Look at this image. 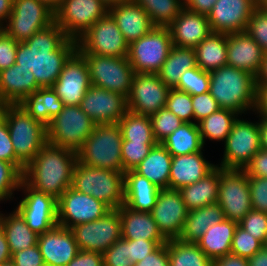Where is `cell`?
Wrapping results in <instances>:
<instances>
[{
	"instance_id": "6da1fadb",
	"label": "cell",
	"mask_w": 267,
	"mask_h": 266,
	"mask_svg": "<svg viewBox=\"0 0 267 266\" xmlns=\"http://www.w3.org/2000/svg\"><path fill=\"white\" fill-rule=\"evenodd\" d=\"M76 50L77 40L69 38L53 22L28 40L18 43L15 63L31 70L40 88L52 87L65 62Z\"/></svg>"
},
{
	"instance_id": "7a4b0ae2",
	"label": "cell",
	"mask_w": 267,
	"mask_h": 266,
	"mask_svg": "<svg viewBox=\"0 0 267 266\" xmlns=\"http://www.w3.org/2000/svg\"><path fill=\"white\" fill-rule=\"evenodd\" d=\"M77 153L47 143L25 167L23 180L34 189L58 199L72 186Z\"/></svg>"
},
{
	"instance_id": "3957f363",
	"label": "cell",
	"mask_w": 267,
	"mask_h": 266,
	"mask_svg": "<svg viewBox=\"0 0 267 266\" xmlns=\"http://www.w3.org/2000/svg\"><path fill=\"white\" fill-rule=\"evenodd\" d=\"M209 92L218 106L237 114L255 112L256 77L250 72L226 65L209 72ZM246 112V113H245Z\"/></svg>"
},
{
	"instance_id": "277c9868",
	"label": "cell",
	"mask_w": 267,
	"mask_h": 266,
	"mask_svg": "<svg viewBox=\"0 0 267 266\" xmlns=\"http://www.w3.org/2000/svg\"><path fill=\"white\" fill-rule=\"evenodd\" d=\"M122 142L118 123L97 124L77 152V160L87 166L124 173L121 157Z\"/></svg>"
},
{
	"instance_id": "5b68a950",
	"label": "cell",
	"mask_w": 267,
	"mask_h": 266,
	"mask_svg": "<svg viewBox=\"0 0 267 266\" xmlns=\"http://www.w3.org/2000/svg\"><path fill=\"white\" fill-rule=\"evenodd\" d=\"M71 187L103 201L111 209L124 204V173L121 172L87 166L77 160Z\"/></svg>"
},
{
	"instance_id": "8992f818",
	"label": "cell",
	"mask_w": 267,
	"mask_h": 266,
	"mask_svg": "<svg viewBox=\"0 0 267 266\" xmlns=\"http://www.w3.org/2000/svg\"><path fill=\"white\" fill-rule=\"evenodd\" d=\"M4 117L16 158L26 167L47 144V128L19 105H9Z\"/></svg>"
},
{
	"instance_id": "52a82bcc",
	"label": "cell",
	"mask_w": 267,
	"mask_h": 266,
	"mask_svg": "<svg viewBox=\"0 0 267 266\" xmlns=\"http://www.w3.org/2000/svg\"><path fill=\"white\" fill-rule=\"evenodd\" d=\"M95 126V122L79 105H64L46 127L47 143L77 153Z\"/></svg>"
},
{
	"instance_id": "ba28073f",
	"label": "cell",
	"mask_w": 267,
	"mask_h": 266,
	"mask_svg": "<svg viewBox=\"0 0 267 266\" xmlns=\"http://www.w3.org/2000/svg\"><path fill=\"white\" fill-rule=\"evenodd\" d=\"M173 46L168 27L155 26L128 46L127 59L137 74H157Z\"/></svg>"
},
{
	"instance_id": "9c48e42d",
	"label": "cell",
	"mask_w": 267,
	"mask_h": 266,
	"mask_svg": "<svg viewBox=\"0 0 267 266\" xmlns=\"http://www.w3.org/2000/svg\"><path fill=\"white\" fill-rule=\"evenodd\" d=\"M82 55L88 64L91 85L128 97L135 72L127 57Z\"/></svg>"
},
{
	"instance_id": "30bf717a",
	"label": "cell",
	"mask_w": 267,
	"mask_h": 266,
	"mask_svg": "<svg viewBox=\"0 0 267 266\" xmlns=\"http://www.w3.org/2000/svg\"><path fill=\"white\" fill-rule=\"evenodd\" d=\"M129 44L115 20L107 13L77 39L81 54L127 57Z\"/></svg>"
},
{
	"instance_id": "8fae6325",
	"label": "cell",
	"mask_w": 267,
	"mask_h": 266,
	"mask_svg": "<svg viewBox=\"0 0 267 266\" xmlns=\"http://www.w3.org/2000/svg\"><path fill=\"white\" fill-rule=\"evenodd\" d=\"M224 144L220 167L245 169L260 150L259 120L253 123L250 120L237 118Z\"/></svg>"
},
{
	"instance_id": "7c38bea8",
	"label": "cell",
	"mask_w": 267,
	"mask_h": 266,
	"mask_svg": "<svg viewBox=\"0 0 267 266\" xmlns=\"http://www.w3.org/2000/svg\"><path fill=\"white\" fill-rule=\"evenodd\" d=\"M54 22V12L39 0H13L12 12L1 29L18 42Z\"/></svg>"
},
{
	"instance_id": "4fadbf2b",
	"label": "cell",
	"mask_w": 267,
	"mask_h": 266,
	"mask_svg": "<svg viewBox=\"0 0 267 266\" xmlns=\"http://www.w3.org/2000/svg\"><path fill=\"white\" fill-rule=\"evenodd\" d=\"M217 203L224 216L239 223L252 210L248 175L244 169L220 167V184Z\"/></svg>"
},
{
	"instance_id": "5bb4252c",
	"label": "cell",
	"mask_w": 267,
	"mask_h": 266,
	"mask_svg": "<svg viewBox=\"0 0 267 266\" xmlns=\"http://www.w3.org/2000/svg\"><path fill=\"white\" fill-rule=\"evenodd\" d=\"M79 250L103 253L122 239V223L118 209H111L103 217L70 228Z\"/></svg>"
},
{
	"instance_id": "9a60e30c",
	"label": "cell",
	"mask_w": 267,
	"mask_h": 266,
	"mask_svg": "<svg viewBox=\"0 0 267 266\" xmlns=\"http://www.w3.org/2000/svg\"><path fill=\"white\" fill-rule=\"evenodd\" d=\"M108 13L101 0H64L54 13V22L72 39L77 40Z\"/></svg>"
},
{
	"instance_id": "2e32d148",
	"label": "cell",
	"mask_w": 267,
	"mask_h": 266,
	"mask_svg": "<svg viewBox=\"0 0 267 266\" xmlns=\"http://www.w3.org/2000/svg\"><path fill=\"white\" fill-rule=\"evenodd\" d=\"M19 189H22L25 195L19 205L17 204L16 210L33 232L41 235L58 225L57 199L55 197L34 189L23 179Z\"/></svg>"
},
{
	"instance_id": "e0dca14e",
	"label": "cell",
	"mask_w": 267,
	"mask_h": 266,
	"mask_svg": "<svg viewBox=\"0 0 267 266\" xmlns=\"http://www.w3.org/2000/svg\"><path fill=\"white\" fill-rule=\"evenodd\" d=\"M110 210L111 208L103 201L78 192L72 187L57 199L58 225L68 229L100 219Z\"/></svg>"
},
{
	"instance_id": "ac0fdd59",
	"label": "cell",
	"mask_w": 267,
	"mask_h": 266,
	"mask_svg": "<svg viewBox=\"0 0 267 266\" xmlns=\"http://www.w3.org/2000/svg\"><path fill=\"white\" fill-rule=\"evenodd\" d=\"M170 89L157 74L135 73L127 97L128 110L151 116L165 107Z\"/></svg>"
},
{
	"instance_id": "d6986e66",
	"label": "cell",
	"mask_w": 267,
	"mask_h": 266,
	"mask_svg": "<svg viewBox=\"0 0 267 266\" xmlns=\"http://www.w3.org/2000/svg\"><path fill=\"white\" fill-rule=\"evenodd\" d=\"M89 68L84 56L76 50L65 62L60 76L52 89L64 105H80L90 88Z\"/></svg>"
},
{
	"instance_id": "ffe728a7",
	"label": "cell",
	"mask_w": 267,
	"mask_h": 266,
	"mask_svg": "<svg viewBox=\"0 0 267 266\" xmlns=\"http://www.w3.org/2000/svg\"><path fill=\"white\" fill-rule=\"evenodd\" d=\"M151 214L166 240L179 239L188 216V210L179 190L160 189Z\"/></svg>"
},
{
	"instance_id": "44dd1931",
	"label": "cell",
	"mask_w": 267,
	"mask_h": 266,
	"mask_svg": "<svg viewBox=\"0 0 267 266\" xmlns=\"http://www.w3.org/2000/svg\"><path fill=\"white\" fill-rule=\"evenodd\" d=\"M79 106L96 125L118 123L128 111L125 96L93 85Z\"/></svg>"
},
{
	"instance_id": "7402d4cb",
	"label": "cell",
	"mask_w": 267,
	"mask_h": 266,
	"mask_svg": "<svg viewBox=\"0 0 267 266\" xmlns=\"http://www.w3.org/2000/svg\"><path fill=\"white\" fill-rule=\"evenodd\" d=\"M256 0H217L207 18L212 32L236 33L246 30Z\"/></svg>"
},
{
	"instance_id": "603a6c76",
	"label": "cell",
	"mask_w": 267,
	"mask_h": 266,
	"mask_svg": "<svg viewBox=\"0 0 267 266\" xmlns=\"http://www.w3.org/2000/svg\"><path fill=\"white\" fill-rule=\"evenodd\" d=\"M37 244L45 266H66L79 252L72 231L59 225L38 235Z\"/></svg>"
},
{
	"instance_id": "cb8c5ba5",
	"label": "cell",
	"mask_w": 267,
	"mask_h": 266,
	"mask_svg": "<svg viewBox=\"0 0 267 266\" xmlns=\"http://www.w3.org/2000/svg\"><path fill=\"white\" fill-rule=\"evenodd\" d=\"M265 53L246 32L227 34V65L250 72H260Z\"/></svg>"
},
{
	"instance_id": "d4e9b609",
	"label": "cell",
	"mask_w": 267,
	"mask_h": 266,
	"mask_svg": "<svg viewBox=\"0 0 267 266\" xmlns=\"http://www.w3.org/2000/svg\"><path fill=\"white\" fill-rule=\"evenodd\" d=\"M167 27L173 46L179 47L195 48L212 33L207 15L189 11L186 7Z\"/></svg>"
},
{
	"instance_id": "484cf974",
	"label": "cell",
	"mask_w": 267,
	"mask_h": 266,
	"mask_svg": "<svg viewBox=\"0 0 267 266\" xmlns=\"http://www.w3.org/2000/svg\"><path fill=\"white\" fill-rule=\"evenodd\" d=\"M125 41L130 44L146 35L155 25L147 12L131 0H125L108 8Z\"/></svg>"
},
{
	"instance_id": "4316f807",
	"label": "cell",
	"mask_w": 267,
	"mask_h": 266,
	"mask_svg": "<svg viewBox=\"0 0 267 266\" xmlns=\"http://www.w3.org/2000/svg\"><path fill=\"white\" fill-rule=\"evenodd\" d=\"M216 166L205 159L202 151L173 156L169 189L179 190L186 185L193 184L209 174Z\"/></svg>"
},
{
	"instance_id": "83f0119b",
	"label": "cell",
	"mask_w": 267,
	"mask_h": 266,
	"mask_svg": "<svg viewBox=\"0 0 267 266\" xmlns=\"http://www.w3.org/2000/svg\"><path fill=\"white\" fill-rule=\"evenodd\" d=\"M160 188L134 170L124 172V205L144 212H151Z\"/></svg>"
},
{
	"instance_id": "f1b7e54d",
	"label": "cell",
	"mask_w": 267,
	"mask_h": 266,
	"mask_svg": "<svg viewBox=\"0 0 267 266\" xmlns=\"http://www.w3.org/2000/svg\"><path fill=\"white\" fill-rule=\"evenodd\" d=\"M39 88L31 70L17 63L0 72V93L10 105H18Z\"/></svg>"
},
{
	"instance_id": "f546056e",
	"label": "cell",
	"mask_w": 267,
	"mask_h": 266,
	"mask_svg": "<svg viewBox=\"0 0 267 266\" xmlns=\"http://www.w3.org/2000/svg\"><path fill=\"white\" fill-rule=\"evenodd\" d=\"M118 211L122 223V239L166 240L160 233L151 212L137 211L124 204Z\"/></svg>"
},
{
	"instance_id": "4dcf8cb0",
	"label": "cell",
	"mask_w": 267,
	"mask_h": 266,
	"mask_svg": "<svg viewBox=\"0 0 267 266\" xmlns=\"http://www.w3.org/2000/svg\"><path fill=\"white\" fill-rule=\"evenodd\" d=\"M220 184L219 164L201 180L179 189L188 211L217 203Z\"/></svg>"
},
{
	"instance_id": "1f68e13d",
	"label": "cell",
	"mask_w": 267,
	"mask_h": 266,
	"mask_svg": "<svg viewBox=\"0 0 267 266\" xmlns=\"http://www.w3.org/2000/svg\"><path fill=\"white\" fill-rule=\"evenodd\" d=\"M18 105L46 127L64 107L63 102L52 87L39 88L33 91Z\"/></svg>"
},
{
	"instance_id": "d6a6232c",
	"label": "cell",
	"mask_w": 267,
	"mask_h": 266,
	"mask_svg": "<svg viewBox=\"0 0 267 266\" xmlns=\"http://www.w3.org/2000/svg\"><path fill=\"white\" fill-rule=\"evenodd\" d=\"M238 223L223 219L208 230L196 242L198 247L212 261L231 252L232 239Z\"/></svg>"
},
{
	"instance_id": "836d02e7",
	"label": "cell",
	"mask_w": 267,
	"mask_h": 266,
	"mask_svg": "<svg viewBox=\"0 0 267 266\" xmlns=\"http://www.w3.org/2000/svg\"><path fill=\"white\" fill-rule=\"evenodd\" d=\"M172 157L161 143H157L133 170L160 189L169 188Z\"/></svg>"
},
{
	"instance_id": "e575fe53",
	"label": "cell",
	"mask_w": 267,
	"mask_h": 266,
	"mask_svg": "<svg viewBox=\"0 0 267 266\" xmlns=\"http://www.w3.org/2000/svg\"><path fill=\"white\" fill-rule=\"evenodd\" d=\"M225 219L222 207L218 203L188 211L179 239L183 242L196 243L209 227Z\"/></svg>"
},
{
	"instance_id": "d590c367",
	"label": "cell",
	"mask_w": 267,
	"mask_h": 266,
	"mask_svg": "<svg viewBox=\"0 0 267 266\" xmlns=\"http://www.w3.org/2000/svg\"><path fill=\"white\" fill-rule=\"evenodd\" d=\"M0 226L5 233L11 255L38 243V235L29 228L16 209L7 215L0 212Z\"/></svg>"
},
{
	"instance_id": "8d00e7d4",
	"label": "cell",
	"mask_w": 267,
	"mask_h": 266,
	"mask_svg": "<svg viewBox=\"0 0 267 266\" xmlns=\"http://www.w3.org/2000/svg\"><path fill=\"white\" fill-rule=\"evenodd\" d=\"M197 66L203 71H213L227 65V34L212 32L195 48Z\"/></svg>"
},
{
	"instance_id": "74e56055",
	"label": "cell",
	"mask_w": 267,
	"mask_h": 266,
	"mask_svg": "<svg viewBox=\"0 0 267 266\" xmlns=\"http://www.w3.org/2000/svg\"><path fill=\"white\" fill-rule=\"evenodd\" d=\"M196 66V53L193 47L172 46L157 75L168 87L174 88L183 72Z\"/></svg>"
},
{
	"instance_id": "f35d334b",
	"label": "cell",
	"mask_w": 267,
	"mask_h": 266,
	"mask_svg": "<svg viewBox=\"0 0 267 266\" xmlns=\"http://www.w3.org/2000/svg\"><path fill=\"white\" fill-rule=\"evenodd\" d=\"M161 144L172 156L187 155L203 150V143L197 123L183 122Z\"/></svg>"
},
{
	"instance_id": "ab89813d",
	"label": "cell",
	"mask_w": 267,
	"mask_h": 266,
	"mask_svg": "<svg viewBox=\"0 0 267 266\" xmlns=\"http://www.w3.org/2000/svg\"><path fill=\"white\" fill-rule=\"evenodd\" d=\"M239 114L230 109L219 108L210 116L199 121L198 127L203 145L208 138L214 141H224L232 130Z\"/></svg>"
},
{
	"instance_id": "60d3db41",
	"label": "cell",
	"mask_w": 267,
	"mask_h": 266,
	"mask_svg": "<svg viewBox=\"0 0 267 266\" xmlns=\"http://www.w3.org/2000/svg\"><path fill=\"white\" fill-rule=\"evenodd\" d=\"M169 266H212V260L196 243L167 240Z\"/></svg>"
},
{
	"instance_id": "b9f144b4",
	"label": "cell",
	"mask_w": 267,
	"mask_h": 266,
	"mask_svg": "<svg viewBox=\"0 0 267 266\" xmlns=\"http://www.w3.org/2000/svg\"><path fill=\"white\" fill-rule=\"evenodd\" d=\"M118 124L121 128L123 141L158 143L153 135L150 116L128 110Z\"/></svg>"
},
{
	"instance_id": "7bdbcfd3",
	"label": "cell",
	"mask_w": 267,
	"mask_h": 266,
	"mask_svg": "<svg viewBox=\"0 0 267 266\" xmlns=\"http://www.w3.org/2000/svg\"><path fill=\"white\" fill-rule=\"evenodd\" d=\"M140 5L155 26L167 27L185 7L179 0H131Z\"/></svg>"
},
{
	"instance_id": "ee69618b",
	"label": "cell",
	"mask_w": 267,
	"mask_h": 266,
	"mask_svg": "<svg viewBox=\"0 0 267 266\" xmlns=\"http://www.w3.org/2000/svg\"><path fill=\"white\" fill-rule=\"evenodd\" d=\"M209 86V72L203 71L196 66L192 69L184 71L180 76L178 84L174 88L194 96L209 92Z\"/></svg>"
},
{
	"instance_id": "f6af8a7d",
	"label": "cell",
	"mask_w": 267,
	"mask_h": 266,
	"mask_svg": "<svg viewBox=\"0 0 267 266\" xmlns=\"http://www.w3.org/2000/svg\"><path fill=\"white\" fill-rule=\"evenodd\" d=\"M152 122L153 135L158 143H161L166 137L172 134L183 121L166 107L150 116Z\"/></svg>"
},
{
	"instance_id": "bcb514c9",
	"label": "cell",
	"mask_w": 267,
	"mask_h": 266,
	"mask_svg": "<svg viewBox=\"0 0 267 266\" xmlns=\"http://www.w3.org/2000/svg\"><path fill=\"white\" fill-rule=\"evenodd\" d=\"M165 107L179 117L183 122L194 123L192 96L187 92L171 88Z\"/></svg>"
},
{
	"instance_id": "7dc6e473",
	"label": "cell",
	"mask_w": 267,
	"mask_h": 266,
	"mask_svg": "<svg viewBox=\"0 0 267 266\" xmlns=\"http://www.w3.org/2000/svg\"><path fill=\"white\" fill-rule=\"evenodd\" d=\"M22 179V173L12 163L0 160V202L13 200V193L18 191Z\"/></svg>"
},
{
	"instance_id": "c3c4849f",
	"label": "cell",
	"mask_w": 267,
	"mask_h": 266,
	"mask_svg": "<svg viewBox=\"0 0 267 266\" xmlns=\"http://www.w3.org/2000/svg\"><path fill=\"white\" fill-rule=\"evenodd\" d=\"M156 144L145 142L123 141L121 157L124 172L133 170L151 151Z\"/></svg>"
},
{
	"instance_id": "681fc988",
	"label": "cell",
	"mask_w": 267,
	"mask_h": 266,
	"mask_svg": "<svg viewBox=\"0 0 267 266\" xmlns=\"http://www.w3.org/2000/svg\"><path fill=\"white\" fill-rule=\"evenodd\" d=\"M263 246L259 240L238 225L232 239L230 253L248 259Z\"/></svg>"
},
{
	"instance_id": "f907efd6",
	"label": "cell",
	"mask_w": 267,
	"mask_h": 266,
	"mask_svg": "<svg viewBox=\"0 0 267 266\" xmlns=\"http://www.w3.org/2000/svg\"><path fill=\"white\" fill-rule=\"evenodd\" d=\"M245 31L267 54V10L256 6Z\"/></svg>"
},
{
	"instance_id": "816d5d0a",
	"label": "cell",
	"mask_w": 267,
	"mask_h": 266,
	"mask_svg": "<svg viewBox=\"0 0 267 266\" xmlns=\"http://www.w3.org/2000/svg\"><path fill=\"white\" fill-rule=\"evenodd\" d=\"M238 225L246 230L250 235H253L263 245L267 239V214L251 210L249 211Z\"/></svg>"
},
{
	"instance_id": "f5cc1de1",
	"label": "cell",
	"mask_w": 267,
	"mask_h": 266,
	"mask_svg": "<svg viewBox=\"0 0 267 266\" xmlns=\"http://www.w3.org/2000/svg\"><path fill=\"white\" fill-rule=\"evenodd\" d=\"M252 210L267 214V177L248 176Z\"/></svg>"
},
{
	"instance_id": "db71d44e",
	"label": "cell",
	"mask_w": 267,
	"mask_h": 266,
	"mask_svg": "<svg viewBox=\"0 0 267 266\" xmlns=\"http://www.w3.org/2000/svg\"><path fill=\"white\" fill-rule=\"evenodd\" d=\"M104 266H133L128 258V239H119L102 253Z\"/></svg>"
},
{
	"instance_id": "11a10c76",
	"label": "cell",
	"mask_w": 267,
	"mask_h": 266,
	"mask_svg": "<svg viewBox=\"0 0 267 266\" xmlns=\"http://www.w3.org/2000/svg\"><path fill=\"white\" fill-rule=\"evenodd\" d=\"M0 160L12 163L23 174L25 166L16 158L5 117L0 118Z\"/></svg>"
},
{
	"instance_id": "9f6ffc18",
	"label": "cell",
	"mask_w": 267,
	"mask_h": 266,
	"mask_svg": "<svg viewBox=\"0 0 267 266\" xmlns=\"http://www.w3.org/2000/svg\"><path fill=\"white\" fill-rule=\"evenodd\" d=\"M192 107L194 111V123H198L220 108L210 92L192 96Z\"/></svg>"
},
{
	"instance_id": "6f0895ef",
	"label": "cell",
	"mask_w": 267,
	"mask_h": 266,
	"mask_svg": "<svg viewBox=\"0 0 267 266\" xmlns=\"http://www.w3.org/2000/svg\"><path fill=\"white\" fill-rule=\"evenodd\" d=\"M18 43L0 28V72L15 64Z\"/></svg>"
},
{
	"instance_id": "680465c9",
	"label": "cell",
	"mask_w": 267,
	"mask_h": 266,
	"mask_svg": "<svg viewBox=\"0 0 267 266\" xmlns=\"http://www.w3.org/2000/svg\"><path fill=\"white\" fill-rule=\"evenodd\" d=\"M165 243L167 240H128V258L133 264L140 262L159 245Z\"/></svg>"
},
{
	"instance_id": "91938a15",
	"label": "cell",
	"mask_w": 267,
	"mask_h": 266,
	"mask_svg": "<svg viewBox=\"0 0 267 266\" xmlns=\"http://www.w3.org/2000/svg\"><path fill=\"white\" fill-rule=\"evenodd\" d=\"M11 260L15 266H45L38 244L14 253Z\"/></svg>"
},
{
	"instance_id": "94428289",
	"label": "cell",
	"mask_w": 267,
	"mask_h": 266,
	"mask_svg": "<svg viewBox=\"0 0 267 266\" xmlns=\"http://www.w3.org/2000/svg\"><path fill=\"white\" fill-rule=\"evenodd\" d=\"M133 266H169L167 243L159 245L152 253Z\"/></svg>"
},
{
	"instance_id": "6125c7cd",
	"label": "cell",
	"mask_w": 267,
	"mask_h": 266,
	"mask_svg": "<svg viewBox=\"0 0 267 266\" xmlns=\"http://www.w3.org/2000/svg\"><path fill=\"white\" fill-rule=\"evenodd\" d=\"M244 170L248 176L267 177V151L260 149Z\"/></svg>"
},
{
	"instance_id": "be15d7a7",
	"label": "cell",
	"mask_w": 267,
	"mask_h": 266,
	"mask_svg": "<svg viewBox=\"0 0 267 266\" xmlns=\"http://www.w3.org/2000/svg\"><path fill=\"white\" fill-rule=\"evenodd\" d=\"M66 266H104L102 253L79 250Z\"/></svg>"
},
{
	"instance_id": "e7e4bbea",
	"label": "cell",
	"mask_w": 267,
	"mask_h": 266,
	"mask_svg": "<svg viewBox=\"0 0 267 266\" xmlns=\"http://www.w3.org/2000/svg\"><path fill=\"white\" fill-rule=\"evenodd\" d=\"M255 114L258 117L267 118V85H256V106Z\"/></svg>"
},
{
	"instance_id": "03108f58",
	"label": "cell",
	"mask_w": 267,
	"mask_h": 266,
	"mask_svg": "<svg viewBox=\"0 0 267 266\" xmlns=\"http://www.w3.org/2000/svg\"><path fill=\"white\" fill-rule=\"evenodd\" d=\"M212 266H248V260L238 255L229 253L223 257L213 260Z\"/></svg>"
},
{
	"instance_id": "003e7915",
	"label": "cell",
	"mask_w": 267,
	"mask_h": 266,
	"mask_svg": "<svg viewBox=\"0 0 267 266\" xmlns=\"http://www.w3.org/2000/svg\"><path fill=\"white\" fill-rule=\"evenodd\" d=\"M216 1L217 0H190L185 7L189 11L208 15Z\"/></svg>"
},
{
	"instance_id": "a7ac6f4b",
	"label": "cell",
	"mask_w": 267,
	"mask_h": 266,
	"mask_svg": "<svg viewBox=\"0 0 267 266\" xmlns=\"http://www.w3.org/2000/svg\"><path fill=\"white\" fill-rule=\"evenodd\" d=\"M12 255L9 249L8 242L6 240L5 233L0 226V265L4 262L11 260Z\"/></svg>"
},
{
	"instance_id": "89a4df30",
	"label": "cell",
	"mask_w": 267,
	"mask_h": 266,
	"mask_svg": "<svg viewBox=\"0 0 267 266\" xmlns=\"http://www.w3.org/2000/svg\"><path fill=\"white\" fill-rule=\"evenodd\" d=\"M248 266H267V247L263 246L258 252L247 259Z\"/></svg>"
},
{
	"instance_id": "2644e50d",
	"label": "cell",
	"mask_w": 267,
	"mask_h": 266,
	"mask_svg": "<svg viewBox=\"0 0 267 266\" xmlns=\"http://www.w3.org/2000/svg\"><path fill=\"white\" fill-rule=\"evenodd\" d=\"M13 0H0V28L6 23L12 12Z\"/></svg>"
},
{
	"instance_id": "8c879c8a",
	"label": "cell",
	"mask_w": 267,
	"mask_h": 266,
	"mask_svg": "<svg viewBox=\"0 0 267 266\" xmlns=\"http://www.w3.org/2000/svg\"><path fill=\"white\" fill-rule=\"evenodd\" d=\"M260 149L267 151V118H259Z\"/></svg>"
},
{
	"instance_id": "753ad0ef",
	"label": "cell",
	"mask_w": 267,
	"mask_h": 266,
	"mask_svg": "<svg viewBox=\"0 0 267 266\" xmlns=\"http://www.w3.org/2000/svg\"><path fill=\"white\" fill-rule=\"evenodd\" d=\"M256 85H267V54H265L260 72L256 76Z\"/></svg>"
},
{
	"instance_id": "34e18365",
	"label": "cell",
	"mask_w": 267,
	"mask_h": 266,
	"mask_svg": "<svg viewBox=\"0 0 267 266\" xmlns=\"http://www.w3.org/2000/svg\"><path fill=\"white\" fill-rule=\"evenodd\" d=\"M41 3L45 4L54 13L60 8L64 0H39Z\"/></svg>"
},
{
	"instance_id": "11e5206c",
	"label": "cell",
	"mask_w": 267,
	"mask_h": 266,
	"mask_svg": "<svg viewBox=\"0 0 267 266\" xmlns=\"http://www.w3.org/2000/svg\"><path fill=\"white\" fill-rule=\"evenodd\" d=\"M9 105L10 104L4 99V97L0 93V118L4 117L5 111Z\"/></svg>"
},
{
	"instance_id": "2a66077c",
	"label": "cell",
	"mask_w": 267,
	"mask_h": 266,
	"mask_svg": "<svg viewBox=\"0 0 267 266\" xmlns=\"http://www.w3.org/2000/svg\"><path fill=\"white\" fill-rule=\"evenodd\" d=\"M108 8L114 6V5H117L119 4L120 2L122 1H125V0H101Z\"/></svg>"
},
{
	"instance_id": "b9fcfbb0",
	"label": "cell",
	"mask_w": 267,
	"mask_h": 266,
	"mask_svg": "<svg viewBox=\"0 0 267 266\" xmlns=\"http://www.w3.org/2000/svg\"><path fill=\"white\" fill-rule=\"evenodd\" d=\"M256 6L267 10V0H256Z\"/></svg>"
},
{
	"instance_id": "09005b40",
	"label": "cell",
	"mask_w": 267,
	"mask_h": 266,
	"mask_svg": "<svg viewBox=\"0 0 267 266\" xmlns=\"http://www.w3.org/2000/svg\"><path fill=\"white\" fill-rule=\"evenodd\" d=\"M0 266H15L12 260L2 263Z\"/></svg>"
},
{
	"instance_id": "979ff035",
	"label": "cell",
	"mask_w": 267,
	"mask_h": 266,
	"mask_svg": "<svg viewBox=\"0 0 267 266\" xmlns=\"http://www.w3.org/2000/svg\"><path fill=\"white\" fill-rule=\"evenodd\" d=\"M184 6L188 4L190 0H179Z\"/></svg>"
}]
</instances>
